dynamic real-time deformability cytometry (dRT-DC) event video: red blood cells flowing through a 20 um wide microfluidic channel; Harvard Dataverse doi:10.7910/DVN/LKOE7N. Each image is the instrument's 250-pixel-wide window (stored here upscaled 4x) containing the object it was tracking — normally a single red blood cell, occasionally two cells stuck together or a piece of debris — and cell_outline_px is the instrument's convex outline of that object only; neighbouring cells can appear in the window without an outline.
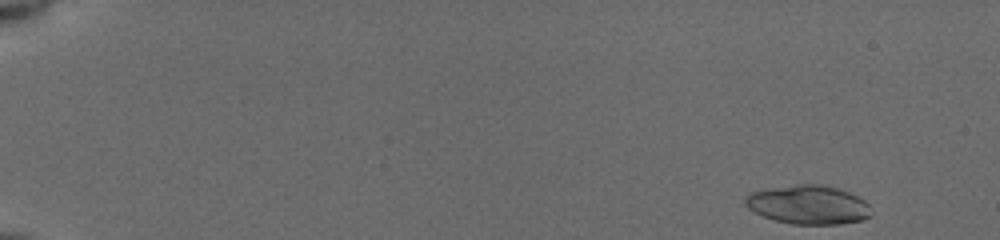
{"species": "common noctule bat (a hibernating species)", "species_latin": "Nyctalus noctula", "temperature_condition": "cold", "stored_images_in_passage": 15, "camera_frame_rate_fps": 3000, "um_per_image_px": 0.085, "animal": {"sex": "female", "body_mass_g": 19.5, "forearm_length_mm": 54.1}, "frame": {"image": 1, "passage_image": 1, "time_ms": 0.0, "image_size_px": [1000, 240], "cell_outline_px": [[872, 216], [864, 220], [840, 224], [792, 224], [776, 220], [764, 216], [748, 208], [744, 204], [744, 200], [752, 192], [772, 188], [796, 184], [820, 184], [836, 188], [848, 192], [864, 200], [868, 204]], "centroid_in_image_um": [68.74, 17.41], "position_along_channel_um": 16.3, "area_um2": 28.32}}